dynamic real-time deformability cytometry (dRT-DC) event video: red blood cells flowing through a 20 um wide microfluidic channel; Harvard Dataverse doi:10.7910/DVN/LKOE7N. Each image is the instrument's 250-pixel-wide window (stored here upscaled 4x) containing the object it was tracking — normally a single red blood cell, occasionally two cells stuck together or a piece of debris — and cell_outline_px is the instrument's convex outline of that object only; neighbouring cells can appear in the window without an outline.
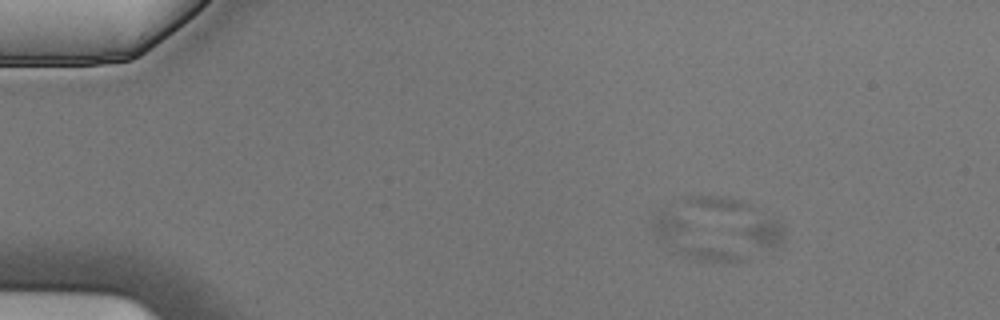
{"species": "Egyptian fruit bat (a non-hibernating species)", "species_latin": "Rousettus aegyptiacus", "temperature_condition": "cold", "stored_images_in_passage": 7, "segment_of_instrument_passage": [2, 3], "camera_frame_rate_fps": 3000, "um_per_image_px": 0.085, "animal": {"sex": "male"}, "frame": {"image": 1, "passage_image": 4, "time_ms": 1.0, "image_size_px": [1000, 320], "cell_outline_px": [[744, 260], [732, 264], [692, 260], [676, 252], [652, 228], [652, 224], [660, 208], [668, 212], [688, 224], [740, 256]], "centroid_in_image_um": [58.76, 20.46], "position_along_channel_um": 26.2, "area_um2": 15.9}}